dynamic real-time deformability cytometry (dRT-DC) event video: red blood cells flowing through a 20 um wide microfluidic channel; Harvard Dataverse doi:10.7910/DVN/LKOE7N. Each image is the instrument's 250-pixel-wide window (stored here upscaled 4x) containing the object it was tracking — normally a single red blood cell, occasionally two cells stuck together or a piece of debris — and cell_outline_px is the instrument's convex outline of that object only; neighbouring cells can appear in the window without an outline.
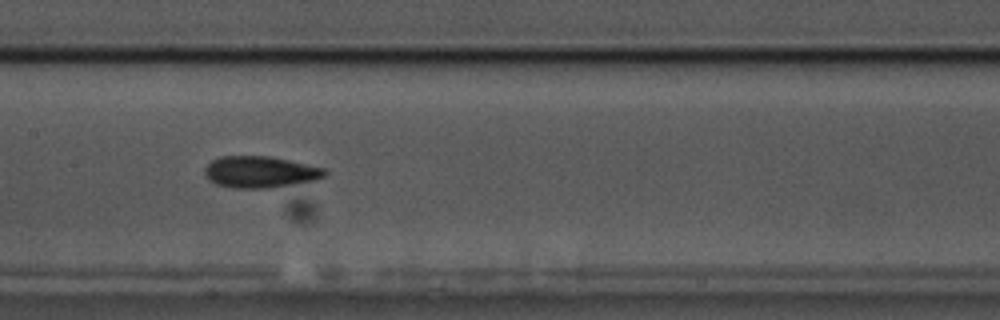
{"species": "common noctule bat (a hibernating species)", "species_latin": "Nyctalus noctula", "temperature_condition": "cold", "stored_images_in_passage": 42, "camera_frame_rate_fps": 3000, "um_per_image_px": 0.085, "animal": {"sex": "male", "body_mass_g": 17.5, "forearm_length_mm": 52.3}, "frame": {"image": 1, "passage_image": 13, "time_ms": 4.0, "image_size_px": [1000, 320], "cell_outline_px": [[328, 172], [324, 176], [316, 180], [268, 188], [232, 188], [216, 184], [208, 180], [204, 172], [204, 168], [212, 160], [220, 156], [268, 156], [288, 160], [324, 168]], "centroid_in_image_um": [22.08, 14.62], "position_along_channel_um": 185.3, "area_um2": 22.02}, "authors_computed_cell_mechanics": {"area_um2": 20.9814, "velocity_mm_per_s": 3.5739, "shape_relaxation_time_tau1_ms": 2.7908, "shape_relaxation_time_tau2_ms": 3.1087, "deformation_change_tau1": 0.1282, "deformation_change_tau2": 0.1132}}